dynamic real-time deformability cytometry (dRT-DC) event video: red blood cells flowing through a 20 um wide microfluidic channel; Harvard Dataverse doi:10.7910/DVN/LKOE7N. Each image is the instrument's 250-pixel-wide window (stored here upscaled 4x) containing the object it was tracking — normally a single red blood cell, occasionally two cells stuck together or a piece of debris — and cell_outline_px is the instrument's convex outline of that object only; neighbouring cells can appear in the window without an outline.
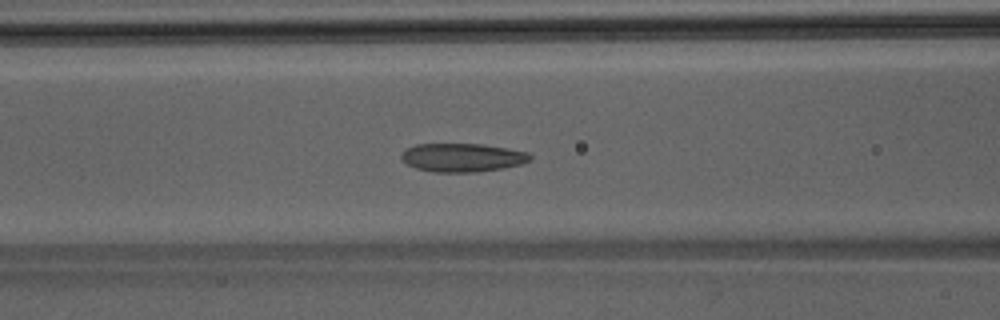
{"species": "Egyptian fruit bat (a non-hibernating species)", "species_latin": "Rousettus aegyptiacus", "temperature_condition": "room temperature", "stored_images_in_passage": 49, "camera_frame_rate_fps": 3000, "um_per_image_px": 0.085, "animal": {"sex": "male"}, "frame": {"image": 1, "passage_image": 20, "time_ms": 6.333, "image_size_px": [1000, 320], "cell_outline_px": [[532, 160], [520, 164], [504, 168], [476, 172], [432, 172], [416, 168], [400, 160], [400, 152], [416, 144], [484, 144], [528, 152], [532, 156]], "centroid_in_image_um": [39.29, 13.39], "position_along_channel_um": 127.3, "area_um2": 21.56}}
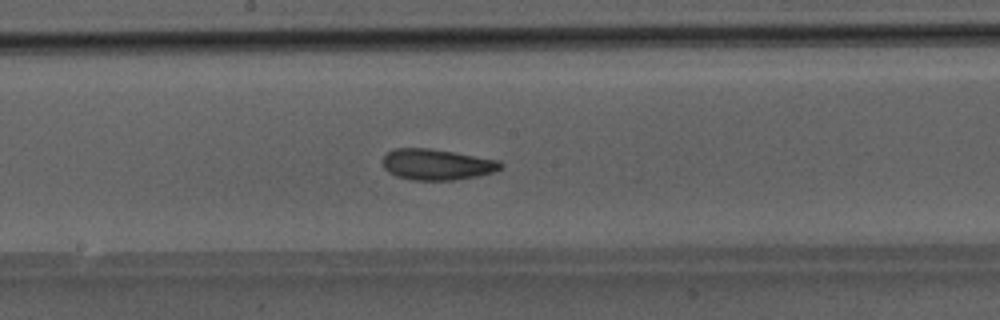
{"frame": {"image": 2, "passage_image": 26, "time_ms": 8.333, "image_size_px": [1000, 320], "cell_outline_px": [[504, 164], [500, 168], [492, 172], [480, 176], [452, 180], [412, 180], [396, 176], [388, 172], [384, 168], [384, 156], [388, 152], [396, 148], [428, 148], [500, 160]], "centroid_in_image_um": [37.14, 13.99], "position_along_channel_um": 211.1, "area_um2": 21.15}}
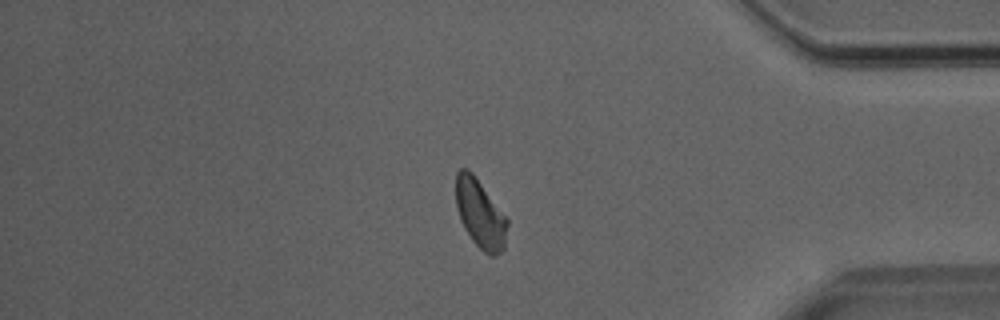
{"frame": {"image": 3, "passage_image": 41, "time_ms": 13.333, "image_size_px": [1000, 320], "cell_outline_px": [[508, 224], [504, 248], [496, 256], [488, 256], [472, 240], [464, 228], [460, 220], [456, 208], [456, 172], [460, 168], [468, 168], [472, 172], [508, 220]], "centroid_in_image_um": [40.8, 18.18], "position_along_channel_um": 394.4, "area_um2": 20.52}}